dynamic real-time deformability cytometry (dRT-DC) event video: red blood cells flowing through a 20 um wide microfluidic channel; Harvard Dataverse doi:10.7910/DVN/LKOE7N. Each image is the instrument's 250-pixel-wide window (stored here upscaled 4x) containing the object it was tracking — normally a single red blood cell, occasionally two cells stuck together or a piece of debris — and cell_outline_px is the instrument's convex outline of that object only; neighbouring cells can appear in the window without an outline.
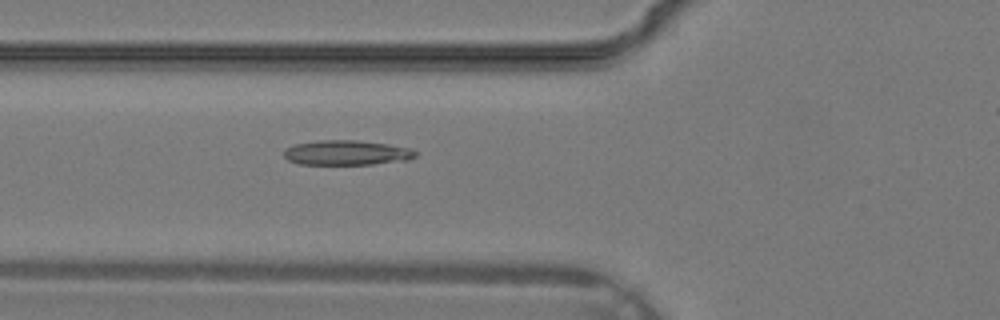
{"species": "common noctule bat (a hibernating species)", "species_latin": "Nyctalus noctula", "temperature_condition": "warm", "stored_images_in_passage": 17, "camera_frame_rate_fps": 3000, "um_per_image_px": 0.085, "animal": {"sex": "male", "body_mass_g": 19.2, "forearm_length_mm": 51.8}, "frame": {"image": 1, "passage_image": 4, "time_ms": 1.0, "image_size_px": [1000, 320], "cell_outline_px": [[416, 156], [408, 160], [372, 164], [300, 164], [288, 160], [284, 156], [284, 148], [292, 144], [320, 140], [356, 140], [388, 144], [412, 148], [416, 152]], "centroid_in_image_um": [29.45, 12.97], "position_along_channel_um": 96.4, "area_um2": 19.13}}
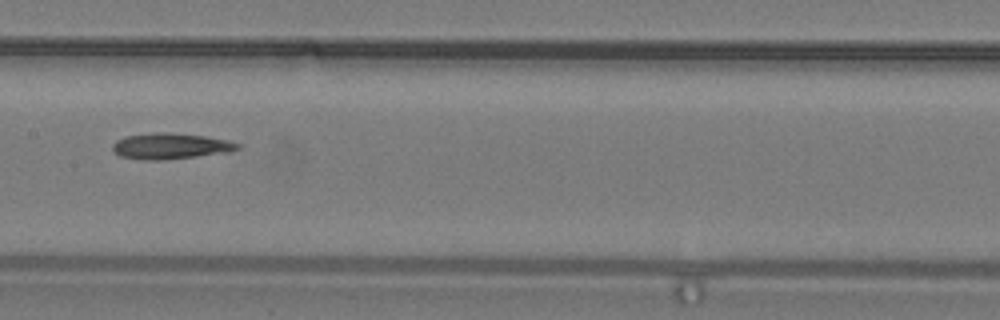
{"frame": {"image": 2, "passage_image": 9, "time_ms": 2.667, "image_size_px": [1000, 320], "cell_outline_px": [[240, 148], [228, 152], [164, 160], [144, 160], [120, 156], [112, 152], [112, 144], [116, 140], [124, 136], [156, 132], [164, 132], [204, 136], [228, 140], [240, 144]], "centroid_in_image_um": [14.44, 12.42], "position_along_channel_um": 193.0, "area_um2": 18.9}}
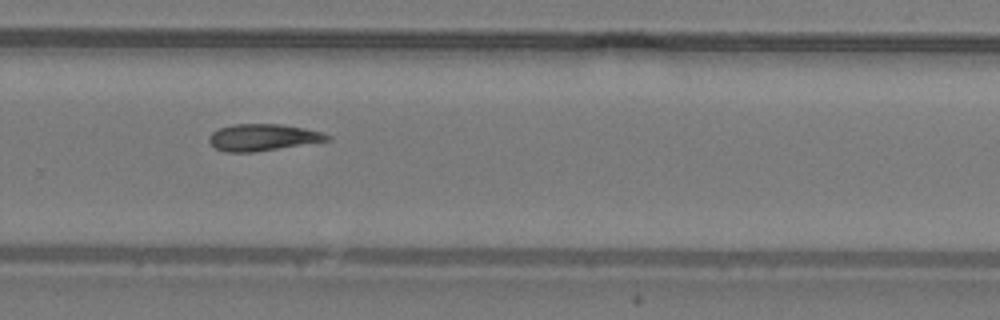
{"frame": {"image": 3, "passage_image": 15, "time_ms": 4.667, "image_size_px": [1000, 320], "cell_outline_px": [[332, 140], [252, 152], [224, 152], [216, 148], [208, 140], [208, 136], [212, 132], [220, 128], [232, 124], [280, 124], [304, 128], [320, 132], [332, 136]], "centroid_in_image_um": [22.33, 11.67], "position_along_channel_um": 307.5, "area_um2": 18.32}}